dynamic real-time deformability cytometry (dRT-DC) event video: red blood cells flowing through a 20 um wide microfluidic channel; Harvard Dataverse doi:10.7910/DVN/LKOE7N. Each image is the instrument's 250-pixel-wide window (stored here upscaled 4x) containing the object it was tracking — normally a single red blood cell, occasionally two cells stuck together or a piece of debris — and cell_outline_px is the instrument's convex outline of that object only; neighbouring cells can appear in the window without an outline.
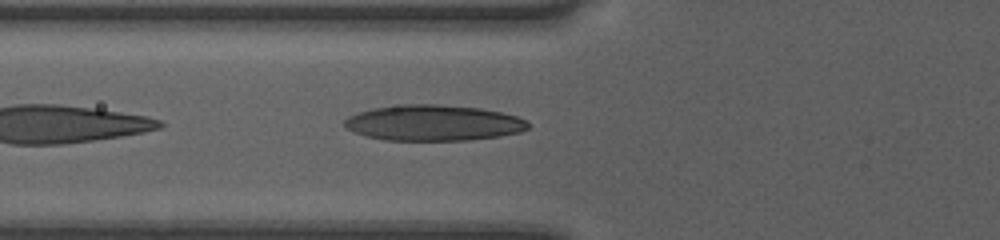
{"species": "human", "species_latin": "Homo sapiens", "temperature_condition": "room temperature", "stored_images_in_passage": 34, "camera_frame_rate_fps": 3000, "um_per_image_px": 0.085, "donor": {"sex": "female"}, "frame": {"image": 1, "passage_image": 4, "time_ms": 1.0, "image_size_px": [1000, 240], "cell_outline_px": [[528, 128], [520, 132], [500, 136], [468, 140], [384, 140], [368, 136], [356, 132], [348, 128], [344, 124], [344, 120], [348, 116], [372, 108], [404, 104], [436, 104], [480, 108], [500, 112], [516, 116], [524, 120], [528, 124]], "centroid_in_image_um": [36.84, 10.44], "position_along_channel_um": 89.0, "area_um2": 37.97}}
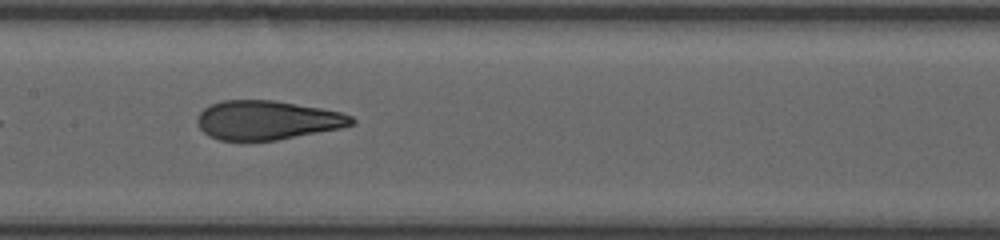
{"frame": {"image": 2, "passage_image": 11, "time_ms": 3.333, "image_size_px": [1000, 240], "cell_outline_px": [[356, 124], [340, 128], [276, 140], [220, 140], [208, 136], [196, 124], [196, 116], [208, 104], [224, 100], [272, 100], [320, 108], [340, 112], [352, 116], [356, 120]], "centroid_in_image_um": [22.68, 10.21], "position_along_channel_um": 184.7, "area_um2": 35.14}}
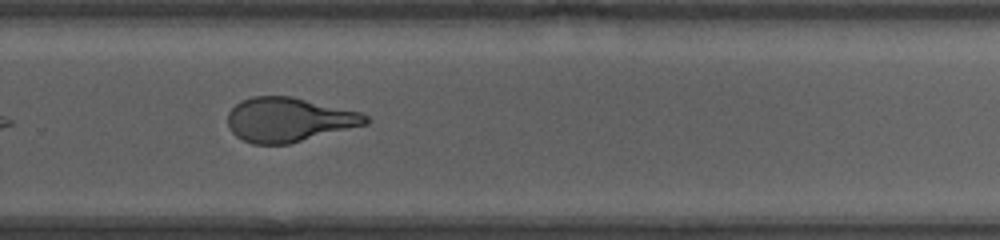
{"frame": {"image": 3, "passage_image": 20, "time_ms": 6.333, "image_size_px": [1000, 240], "cell_outline_px": [[372, 120], [368, 124], [288, 144], [252, 144], [236, 136], [228, 128], [228, 112], [240, 100], [252, 96], [292, 96], [360, 112], [368, 116]], "centroid_in_image_um": [24.55, 10.17], "position_along_channel_um": 305.2, "area_um2": 35.72}, "authors_computed_cell_mechanics": {"area_um2": 35.8071, "velocity_mm_per_s": 4.0451, "shape_relaxation_time_tau1_ms": 4.8137, "shape_relaxation_time_tau2_ms": 1.0324, "deformation_change_tau1": 0.196, "deformation_change_tau2": 0.0858}}